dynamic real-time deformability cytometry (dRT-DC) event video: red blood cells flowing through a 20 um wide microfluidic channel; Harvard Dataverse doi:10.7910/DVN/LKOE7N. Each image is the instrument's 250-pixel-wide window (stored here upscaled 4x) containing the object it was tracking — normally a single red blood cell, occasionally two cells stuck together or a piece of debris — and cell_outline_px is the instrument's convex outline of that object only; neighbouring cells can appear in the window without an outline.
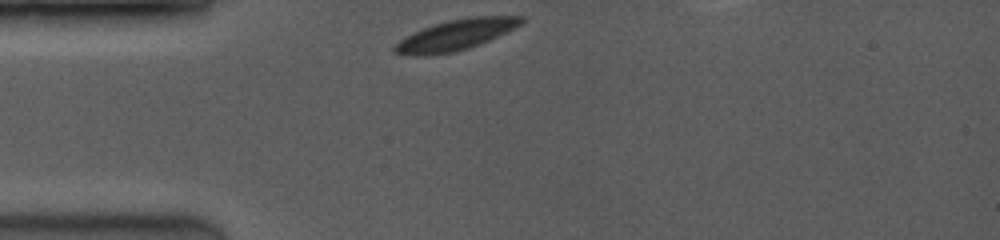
{"species": "common noctule bat (a hibernating species)", "species_latin": "Nyctalus noctula", "temperature_condition": "room temperature", "stored_images_in_passage": 33, "camera_frame_rate_fps": 3500, "um_per_image_px": 0.085, "animal": {"sex": "female", "body_mass_g": 19.0, "forearm_length_mm": 53.3}, "frame": {"image": 1, "passage_image": 1, "time_ms": 0.0, "image_size_px": [1000, 240], "cell_outline_px": [[524, 20], [520, 24], [488, 40], [468, 48], [452, 52], [424, 56], [412, 56], [392, 52], [392, 48], [400, 40], [424, 28], [448, 20], [468, 16], [524, 16]], "centroid_in_image_um": [38.7, 2.97], "position_along_channel_um": 46.3, "area_um2": 22.08}}
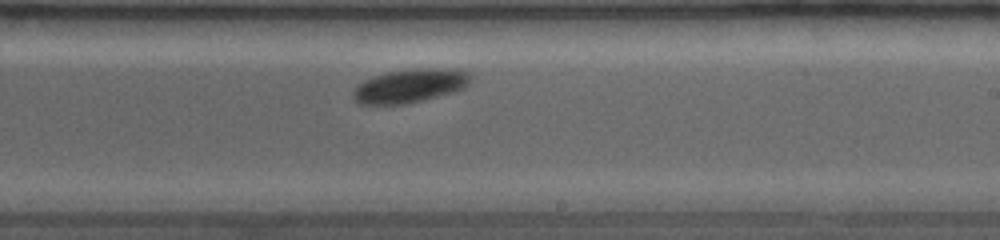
{"frame": {"image": 2, "passage_image": 19, "time_ms": 5.714, "image_size_px": [1000, 240], "cell_outline_px": [[472, 80], [464, 88], [452, 92], [404, 104], [360, 104], [352, 96], [352, 92], [356, 84], [376, 76], [388, 72], [416, 68], [444, 68], [472, 72]], "centroid_in_image_um": [34.87, 7.28], "position_along_channel_um": 254.1, "area_um2": 22.89}}
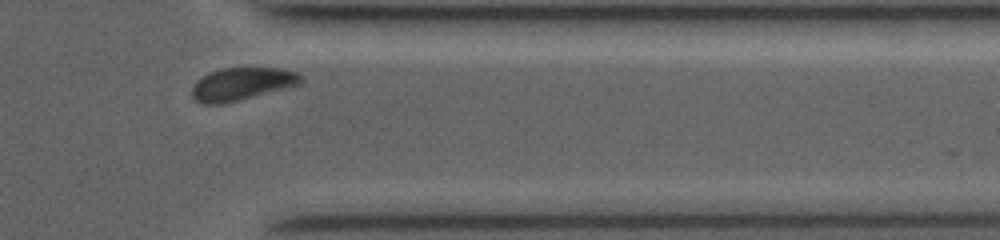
{"frame": {"image": 3, "passage_image": 30, "time_ms": 9.143, "image_size_px": [1000, 240], "cell_outline_px": [[304, 80], [300, 84], [220, 104], [200, 104], [192, 96], [192, 84], [196, 80], [208, 72], [220, 68], [280, 68], [296, 72]], "centroid_in_image_um": [20.49, 7.12], "position_along_channel_um": 390.9, "area_um2": 20.52}, "authors_computed_cell_mechanics": {"area_um2": 23.0044, "velocity_mm_per_s": 3.9453, "shape_relaxation_time_tau1_ms": 4.96, "shape_relaxation_time_tau2_ms": null, "deformation_change_tau1": 0.1121, "deformation_change_tau2": null}}